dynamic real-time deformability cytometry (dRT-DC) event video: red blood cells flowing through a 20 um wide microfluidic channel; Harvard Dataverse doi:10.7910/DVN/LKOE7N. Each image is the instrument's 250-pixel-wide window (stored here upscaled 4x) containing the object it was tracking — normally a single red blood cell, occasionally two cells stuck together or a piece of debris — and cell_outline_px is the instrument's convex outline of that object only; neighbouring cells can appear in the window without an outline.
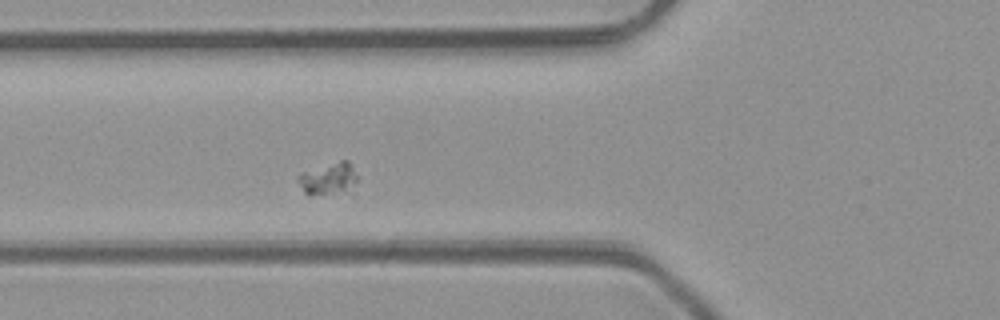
{"species": "common noctule bat (a hibernating species)", "species_latin": "Nyctalus noctula", "temperature_condition": "room temperature", "stored_images_in_passage": 7, "camera_frame_rate_fps": 3000, "um_per_image_px": 0.085, "animal": {"sex": "male", "body_mass_g": 23.1, "forearm_length_mm": 52.7}, "frame": {"image": 1, "passage_image": 7, "time_ms": 7.0, "image_size_px": [1000, 320], "cell_outline_px": [[356, 180], [352, 196], [308, 196], [304, 192], [296, 180], [296, 176], [300, 172], [340, 160], [348, 160], [356, 176]], "centroid_in_image_um": [27.93, 15.29], "position_along_channel_um": 97.9, "area_um2": 12.14}}